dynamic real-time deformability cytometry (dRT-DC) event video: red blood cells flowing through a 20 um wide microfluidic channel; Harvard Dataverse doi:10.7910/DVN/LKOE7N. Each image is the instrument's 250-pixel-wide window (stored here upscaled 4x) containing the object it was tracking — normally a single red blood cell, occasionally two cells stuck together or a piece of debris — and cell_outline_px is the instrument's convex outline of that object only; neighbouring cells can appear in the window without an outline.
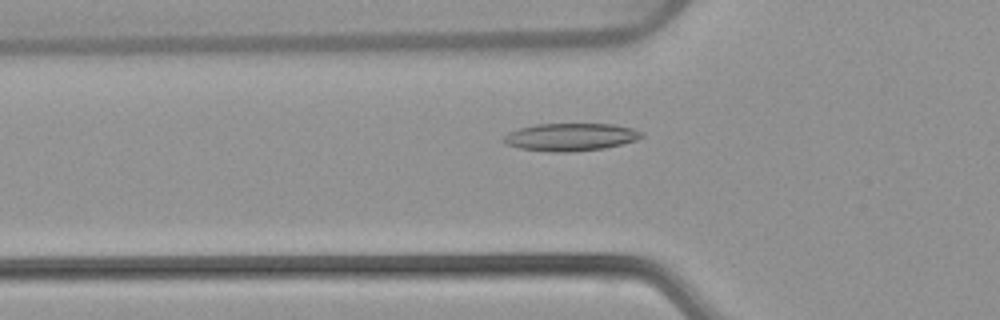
{"species": "common noctule bat (a hibernating species)", "species_latin": "Nyctalus noctula", "temperature_condition": "warm", "stored_images_in_passage": 52, "camera_frame_rate_fps": 3000, "um_per_image_px": 0.085, "animal": {"sex": "female", "body_mass_g": 22.7, "forearm_length_mm": 54.2}, "frame": {"image": 1, "passage_image": 17, "time_ms": 5.333, "image_size_px": [1000, 320], "cell_outline_px": [[644, 136], [636, 140], [604, 148], [572, 152], [552, 152], [520, 148], [508, 144], [500, 140], [508, 132], [520, 128], [536, 124], [612, 124], [632, 128], [644, 132]], "centroid_in_image_um": [48.5, 11.64], "position_along_channel_um": 77.3, "area_um2": 22.2}}
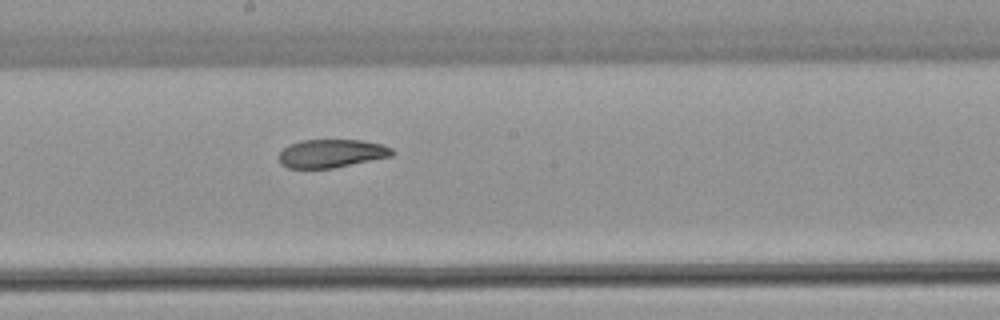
{"frame": {"image": 2, "passage_image": 28, "time_ms": 9.0, "image_size_px": [1000, 320], "cell_outline_px": [[396, 152], [392, 156], [332, 168], [288, 168], [280, 164], [276, 156], [288, 144], [304, 140], [360, 140], [384, 144], [392, 148]], "centroid_in_image_um": [28.16, 13.04], "position_along_channel_um": 220.0, "area_um2": 18.84}}
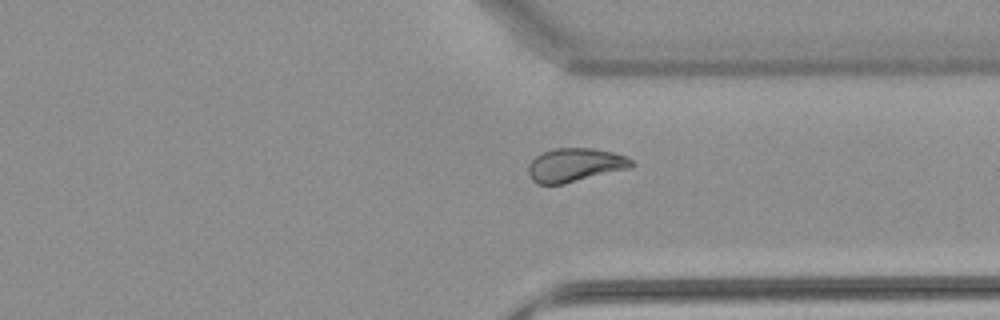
{"frame": {"image": 3, "passage_image": 39, "time_ms": 12.667, "image_size_px": [1000, 320], "cell_outline_px": [[636, 164], [632, 168], [564, 184], [536, 184], [532, 180], [528, 172], [528, 164], [540, 152], [556, 148], [592, 148], [612, 152], [628, 156]], "centroid_in_image_um": [48.9, 14.02], "position_along_channel_um": 362.5, "area_um2": 20.58}, "authors_computed_cell_mechanics": {"area_um2": 21.2126, "velocity_mm_per_s": 3.878, "shape_relaxation_time_tau1_ms": null, "shape_relaxation_time_tau2_ms": 3.109, "deformation_change_tau1": null, "deformation_change_tau2": 0.0765}}